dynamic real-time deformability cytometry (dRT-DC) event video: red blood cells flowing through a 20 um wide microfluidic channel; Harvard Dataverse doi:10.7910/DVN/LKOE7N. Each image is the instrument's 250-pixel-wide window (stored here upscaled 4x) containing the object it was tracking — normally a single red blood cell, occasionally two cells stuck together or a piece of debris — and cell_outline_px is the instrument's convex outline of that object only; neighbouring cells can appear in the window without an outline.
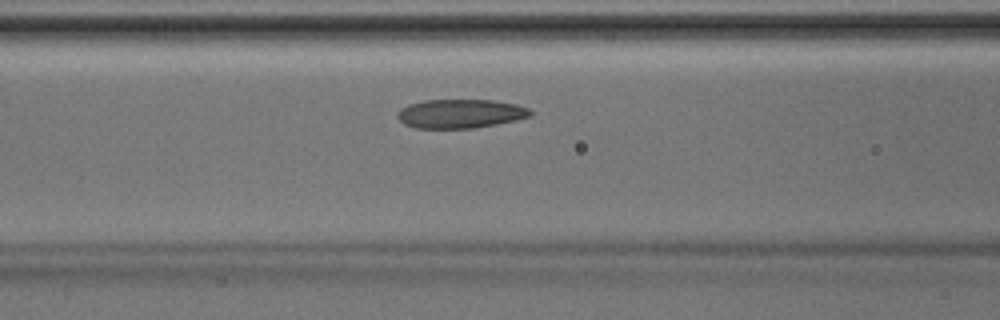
{"species": "Egyptian fruit bat (a non-hibernating species)", "species_latin": "Rousettus aegyptiacus", "temperature_condition": "room temperature", "stored_images_in_passage": 34, "camera_frame_rate_fps": 3000, "um_per_image_px": 0.085, "animal": {"sex": "male"}, "frame": {"image": 1, "passage_image": 11, "time_ms": 3.333, "image_size_px": [1000, 320], "cell_outline_px": [[532, 116], [516, 120], [476, 128], [416, 128], [404, 124], [396, 116], [396, 112], [400, 108], [408, 104], [424, 100], [492, 100], [516, 104], [528, 108], [532, 112]], "centroid_in_image_um": [39.11, 9.66], "position_along_channel_um": 127.5, "area_um2": 22.54}}
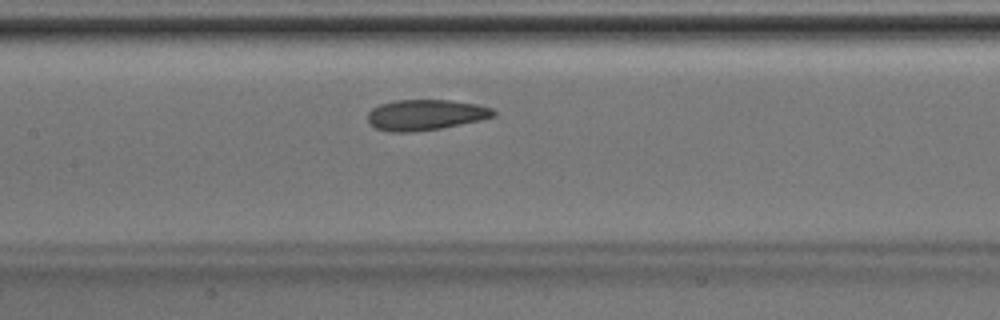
{"frame": {"image": 2, "passage_image": 14, "time_ms": 4.333, "image_size_px": [1000, 320], "cell_outline_px": [[496, 116], [480, 120], [440, 128], [412, 132], [388, 132], [376, 128], [368, 124], [368, 112], [372, 108], [380, 104], [396, 100], [456, 100], [476, 104], [492, 108], [496, 112]], "centroid_in_image_um": [36.15, 9.76], "position_along_channel_um": 171.2, "area_um2": 22.6}}
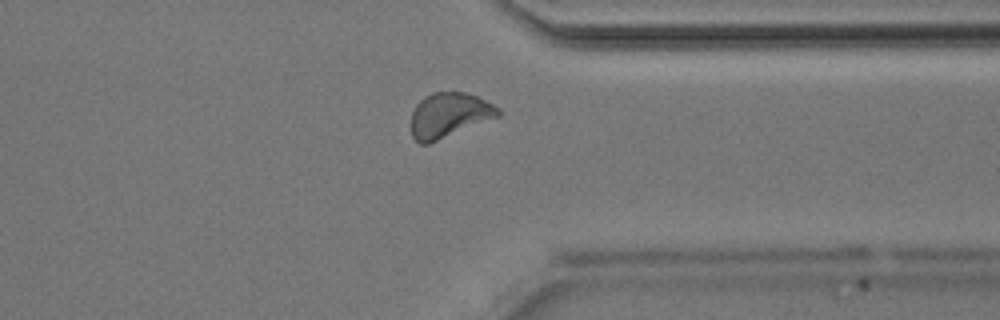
{"frame": {"image": 3, "passage_image": 28, "time_ms": 9.0, "image_size_px": [1000, 320], "cell_outline_px": [[504, 112], [500, 116], [428, 144], [420, 144], [412, 136], [412, 112], [416, 104], [424, 96], [432, 92], [464, 92], [476, 96], [500, 108]], "centroid_in_image_um": [38.19, 9.78], "position_along_channel_um": 373.2, "area_um2": 22.72}}